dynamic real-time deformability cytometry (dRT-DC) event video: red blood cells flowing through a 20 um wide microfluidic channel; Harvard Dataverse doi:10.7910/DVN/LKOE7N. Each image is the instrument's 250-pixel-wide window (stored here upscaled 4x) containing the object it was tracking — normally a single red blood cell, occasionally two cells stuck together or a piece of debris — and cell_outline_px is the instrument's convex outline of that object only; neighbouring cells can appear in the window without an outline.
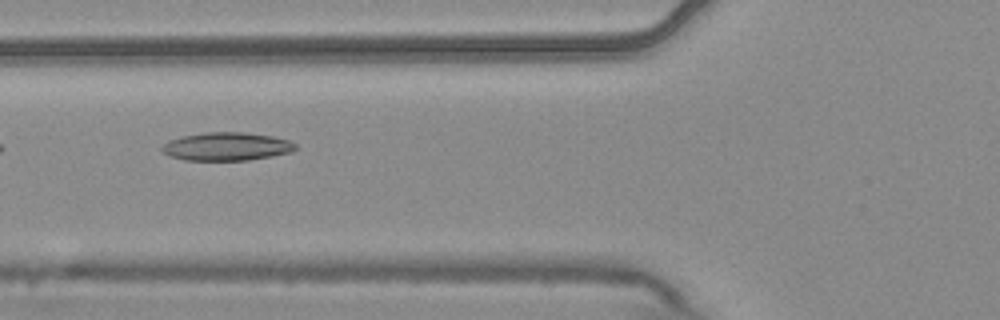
{"species": "common noctule bat (a hibernating species)", "species_latin": "Nyctalus noctula", "temperature_condition": "warm", "stored_images_in_passage": 10, "camera_frame_rate_fps": 3000, "um_per_image_px": 0.085, "animal": {"sex": "male", "body_mass_g": 20.4}, "frame": {"image": 1, "passage_image": 6, "time_ms": 1.667, "image_size_px": [1000, 320], "cell_outline_px": [[296, 148], [292, 152], [272, 156], [248, 160], [184, 160], [172, 156], [164, 152], [160, 148], [168, 140], [184, 136], [204, 132], [244, 132], [272, 136], [288, 140], [296, 144]], "centroid_in_image_um": [19.28, 12.45], "position_along_channel_um": 106.5, "area_um2": 21.85}}
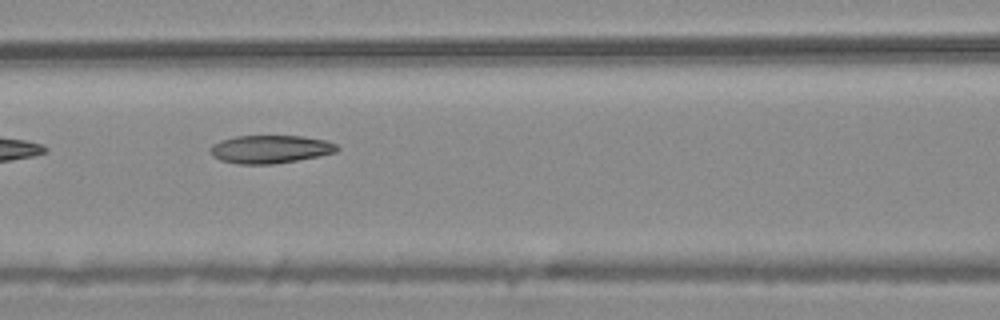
{"frame": {"image": 2, "passage_image": 7, "time_ms": 2.0, "image_size_px": [1000, 320], "cell_outline_px": [[340, 148], [336, 152], [320, 156], [272, 164], [236, 164], [220, 160], [212, 156], [208, 152], [208, 148], [212, 144], [220, 140], [236, 136], [300, 136], [324, 140], [336, 144]], "centroid_in_image_um": [22.91, 12.68], "position_along_channel_um": 143.7, "area_um2": 20.87}}
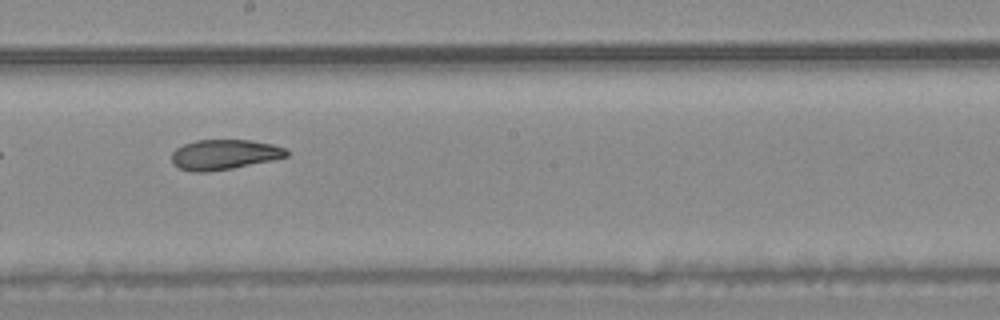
{"frame": {"image": 3, "passage_image": 9, "time_ms": 2.667, "image_size_px": [1000, 320], "cell_outline_px": [[292, 152], [288, 156], [272, 160], [232, 168], [208, 172], [192, 172], [180, 168], [172, 164], [172, 152], [176, 148], [184, 144], [196, 140], [252, 140], [272, 144], [288, 148]], "centroid_in_image_um": [19.1, 13.13], "position_along_channel_um": 229.1, "area_um2": 20.35}}